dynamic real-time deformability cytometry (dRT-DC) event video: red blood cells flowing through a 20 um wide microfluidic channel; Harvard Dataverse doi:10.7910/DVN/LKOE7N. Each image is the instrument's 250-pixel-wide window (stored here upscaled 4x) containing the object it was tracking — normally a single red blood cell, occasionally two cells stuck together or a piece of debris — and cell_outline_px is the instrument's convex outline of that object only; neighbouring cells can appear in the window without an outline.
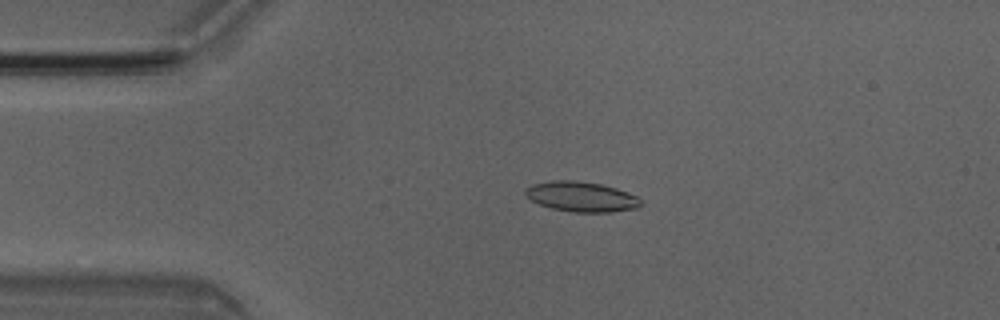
{"species": "Egyptian fruit bat (a non-hibernating species)", "species_latin": "Rousettus aegyptiacus", "temperature_condition": "room temperature", "stored_images_in_passage": 3, "camera_frame_rate_fps": 3000, "um_per_image_px": 0.085, "animal": {"sex": "male"}, "frame": {"image": 1, "passage_image": 2, "time_ms": 0.333, "image_size_px": [1000, 320], "cell_outline_px": [[644, 204], [640, 208], [612, 212], [572, 212], [552, 208], [540, 204], [524, 196], [524, 188], [532, 184], [552, 180], [576, 180], [600, 184], [616, 188], [636, 196]], "centroid_in_image_um": [49.41, 16.72], "position_along_channel_um": 35.6, "area_um2": 20.4}}